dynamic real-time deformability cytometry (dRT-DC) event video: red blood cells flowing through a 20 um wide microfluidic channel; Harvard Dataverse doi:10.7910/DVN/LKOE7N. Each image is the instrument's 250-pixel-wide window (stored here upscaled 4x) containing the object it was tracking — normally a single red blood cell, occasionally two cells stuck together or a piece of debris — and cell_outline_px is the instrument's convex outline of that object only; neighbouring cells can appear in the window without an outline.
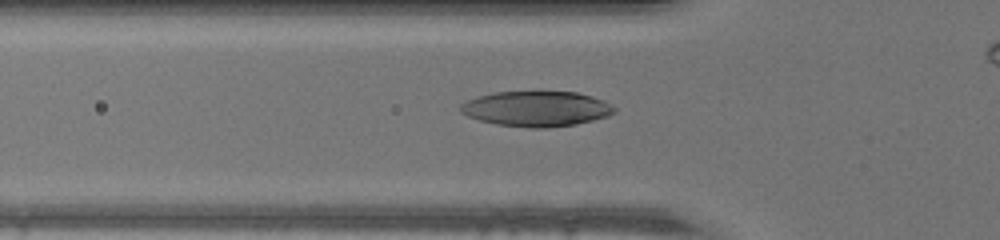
{"species": "human", "species_latin": "Homo sapiens", "temperature_condition": "warm", "stored_images_in_passage": 38, "camera_frame_rate_fps": 3000, "um_per_image_px": 0.085, "donor": {"sex": "male"}, "frame": {"image": 1, "passage_image": 12, "time_ms": 3.667, "image_size_px": [1000, 240], "cell_outline_px": [[616, 112], [608, 116], [576, 124], [548, 128], [528, 128], [496, 124], [480, 120], [468, 116], [460, 112], [460, 104], [468, 100], [480, 96], [496, 92], [576, 92], [592, 96], [604, 100], [616, 108]], "centroid_in_image_um": [45.62, 9.25], "position_along_channel_um": 80.2, "area_um2": 31.56}}
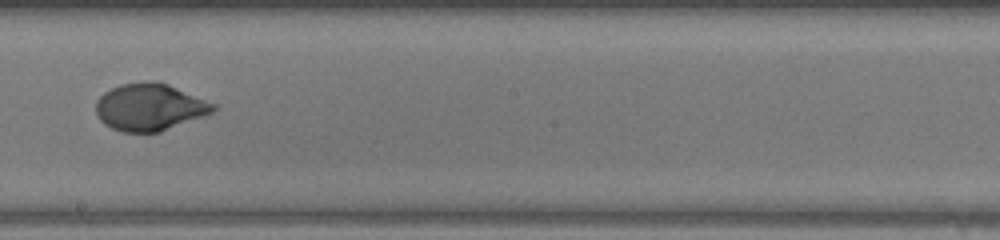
{"frame": {"image": 2, "passage_image": 23, "time_ms": 7.333, "image_size_px": [1000, 240], "cell_outline_px": [[216, 112], [160, 132], [124, 132], [112, 128], [104, 124], [100, 120], [96, 112], [96, 100], [104, 92], [120, 84], [144, 80], [156, 80], [168, 84], [216, 104]], "centroid_in_image_um": [12.73, 9.09], "position_along_channel_um": 235.5, "area_um2": 32.54}}
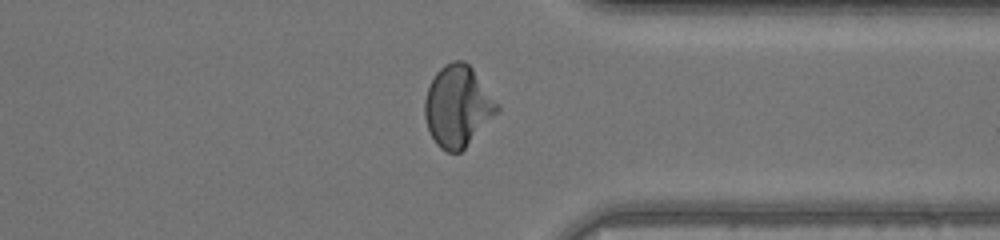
{"frame": {"image": 3, "passage_image": 33, "time_ms": 10.667, "image_size_px": [1000, 240], "cell_outline_px": [[500, 108], [464, 148], [460, 152], [448, 152], [440, 148], [436, 144], [428, 128], [424, 116], [424, 100], [428, 88], [436, 72], [444, 64], [452, 60], [464, 60], [472, 68], [500, 104]], "centroid_in_image_um": [38.89, 9.0], "position_along_channel_um": 372.5, "area_um2": 33.93}}